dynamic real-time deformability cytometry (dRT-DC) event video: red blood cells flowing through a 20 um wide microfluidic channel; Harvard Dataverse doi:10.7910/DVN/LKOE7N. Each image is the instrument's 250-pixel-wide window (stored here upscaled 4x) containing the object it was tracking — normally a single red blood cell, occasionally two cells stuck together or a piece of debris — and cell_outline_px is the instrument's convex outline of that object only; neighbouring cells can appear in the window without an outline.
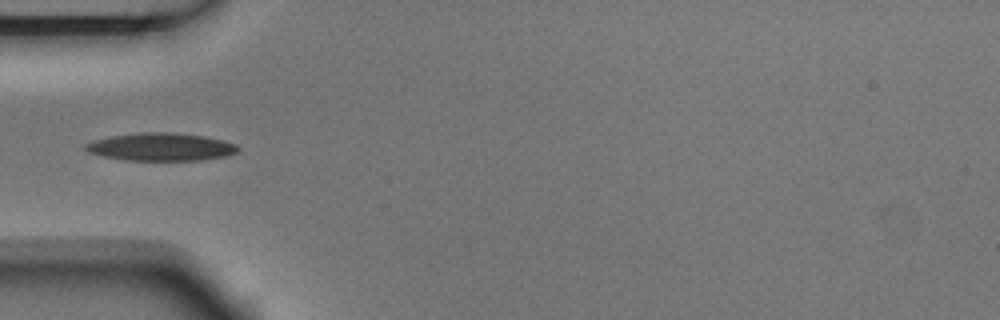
{"species": "Egyptian fruit bat (a non-hibernating species)", "species_latin": "Rousettus aegyptiacus", "temperature_condition": "room temperature", "stored_images_in_passage": 5, "camera_frame_rate_fps": 3000, "um_per_image_px": 0.085, "animal": {"sex": "male"}, "frame": {"image": 1, "passage_image": 5, "time_ms": 1.333, "image_size_px": [1000, 320], "cell_outline_px": [[240, 148], [236, 152], [224, 156], [200, 160], [124, 160], [104, 156], [88, 152], [84, 148], [84, 144], [92, 140], [112, 136], [144, 132], [168, 132], [204, 136], [236, 144]], "centroid_in_image_um": [13.64, 12.48], "position_along_channel_um": 71.4, "area_um2": 24.45}}